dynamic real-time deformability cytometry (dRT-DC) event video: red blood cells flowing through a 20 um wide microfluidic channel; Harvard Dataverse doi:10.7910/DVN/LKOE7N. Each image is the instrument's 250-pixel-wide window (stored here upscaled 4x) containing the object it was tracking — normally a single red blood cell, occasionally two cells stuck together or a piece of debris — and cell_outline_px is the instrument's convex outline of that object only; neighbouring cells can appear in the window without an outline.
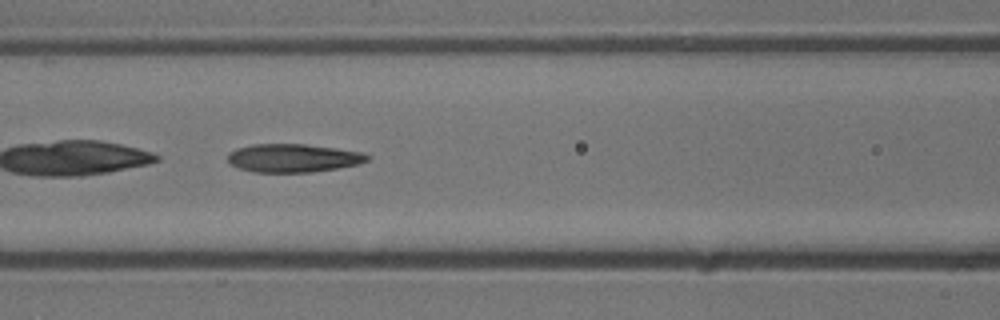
{"species": "common noctule bat (a hibernating species)", "species_latin": "Nyctalus noctula", "temperature_condition": "cold", "stored_images_in_passage": 52, "camera_frame_rate_fps": 3000, "um_per_image_px": 0.085, "animal": {"sex": "male", "body_mass_g": 13.3}, "frame": {"image": 1, "passage_image": 22, "time_ms": 7.0, "image_size_px": [1000, 320], "cell_outline_px": [[372, 156], [368, 160], [356, 164], [336, 168], [312, 172], [256, 172], [240, 168], [232, 164], [228, 160], [228, 152], [236, 148], [252, 144], [304, 144], [336, 148], [364, 152]], "centroid_in_image_um": [24.93, 13.42], "position_along_channel_um": 141.7, "area_um2": 22.95}}
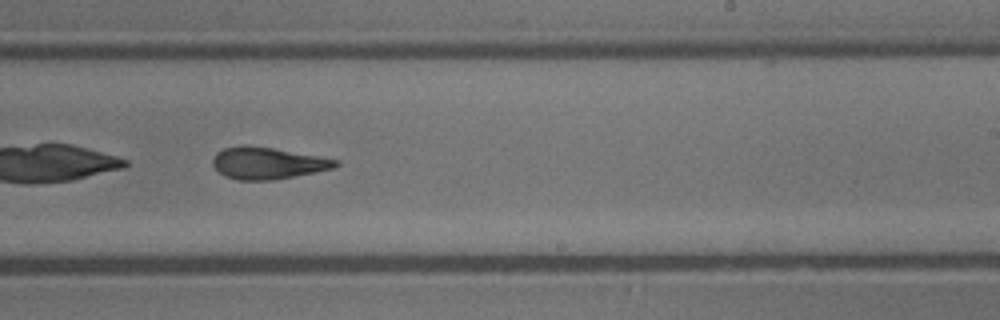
{"frame": {"image": 2, "passage_image": 32, "time_ms": 10.333, "image_size_px": [1000, 320], "cell_outline_px": [[340, 164], [336, 168], [292, 176], [268, 180], [240, 180], [224, 176], [212, 164], [212, 160], [216, 152], [224, 148], [240, 144], [248, 144], [272, 148], [340, 160]], "centroid_in_image_um": [22.72, 13.85], "position_along_channel_um": 266.3, "area_um2": 22.72}}
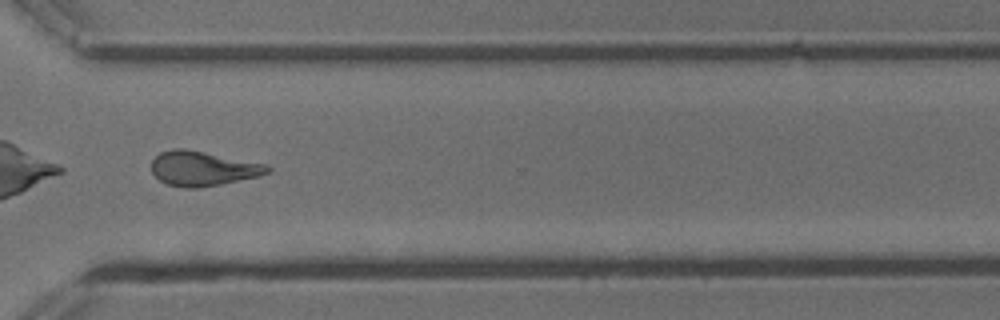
{"frame": {"image": 3, "passage_image": 39, "time_ms": 12.667, "image_size_px": [1000, 320], "cell_outline_px": [[272, 168], [268, 172], [256, 176], [220, 184], [196, 188], [184, 188], [168, 184], [160, 180], [152, 172], [152, 160], [160, 152], [172, 148], [184, 148], [268, 164]], "centroid_in_image_um": [17.22, 14.31], "position_along_channel_um": 353.4, "area_um2": 23.24}, "authors_computed_cell_mechanics": {"area_um2": 23.9581, "velocity_mm_per_s": 3.7454, "shape_relaxation_time_tau1_ms": 7.3144, "shape_relaxation_time_tau2_ms": 3.1579, "deformation_change_tau1": 0.2151, "deformation_change_tau2": 0.1184}}